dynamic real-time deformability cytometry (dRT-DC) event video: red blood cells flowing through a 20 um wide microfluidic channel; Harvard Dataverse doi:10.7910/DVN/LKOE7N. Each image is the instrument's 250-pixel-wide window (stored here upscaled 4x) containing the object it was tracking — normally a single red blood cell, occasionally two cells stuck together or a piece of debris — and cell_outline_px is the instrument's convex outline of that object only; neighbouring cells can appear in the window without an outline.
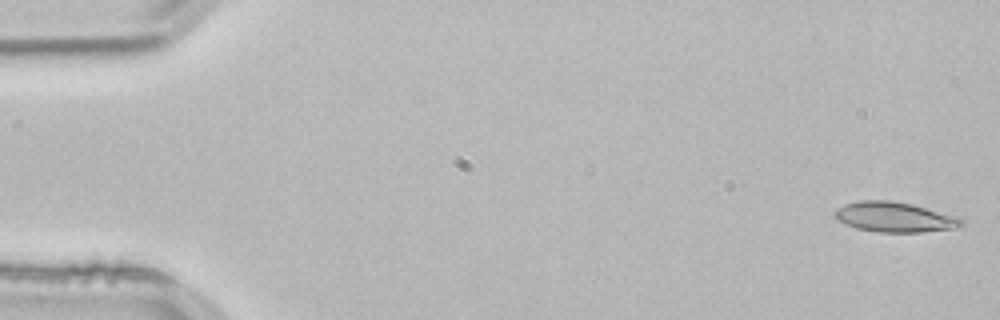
{"species": "common noctule bat (a hibernating species)", "species_latin": "Nyctalus noctula", "temperature_condition": "room temperature", "stored_images_in_passage": 12, "camera_frame_rate_fps": 3000, "um_per_image_px": 0.085, "animal": {"sex": "male", "body_mass_g": 21.5, "forearm_length_mm": 52.0}, "frame": {"image": 1, "passage_image": 1, "time_ms": 0.0, "image_size_px": [1000, 320], "cell_outline_px": [[964, 224], [952, 228], [920, 232], [876, 232], [856, 228], [840, 220], [832, 212], [836, 208], [844, 204], [860, 200], [888, 200], [912, 204], [956, 216], [964, 220]], "centroid_in_image_um": [76.02, 18.44], "position_along_channel_um": 9.0, "area_um2": 21.96}}